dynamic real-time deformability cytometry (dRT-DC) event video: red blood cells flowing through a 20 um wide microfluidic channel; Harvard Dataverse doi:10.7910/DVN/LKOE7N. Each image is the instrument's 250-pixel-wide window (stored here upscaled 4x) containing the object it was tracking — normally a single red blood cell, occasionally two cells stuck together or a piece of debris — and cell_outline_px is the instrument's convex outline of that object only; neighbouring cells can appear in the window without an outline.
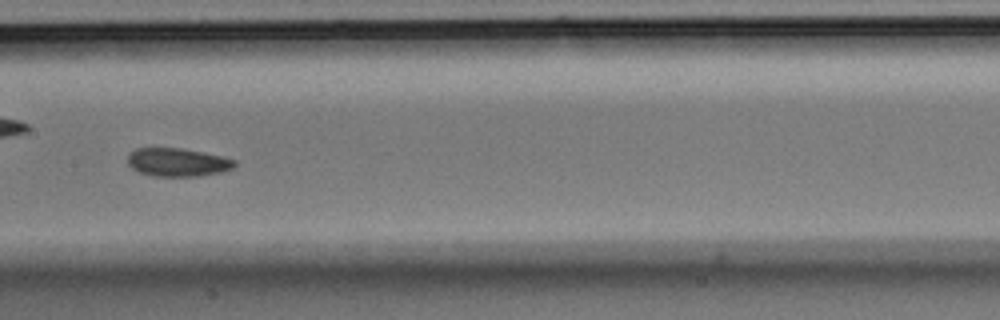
{"species": "Egyptian fruit bat (a non-hibernating species)", "species_latin": "Rousettus aegyptiacus", "temperature_condition": "room temperature", "stored_images_in_passage": 40, "camera_frame_rate_fps": 3000, "um_per_image_px": 0.085, "animal": {"sex": "male"}, "frame": {"image": 1, "passage_image": 12, "time_ms": 3.667, "image_size_px": [1000, 320], "cell_outline_px": [[236, 164], [232, 168], [224, 172], [200, 176], [152, 176], [140, 172], [132, 168], [128, 164], [128, 156], [136, 148], [180, 148], [204, 152], [236, 160]], "centroid_in_image_um": [15.12, 13.8], "position_along_channel_um": 192.3, "area_um2": 17.63}, "authors_computed_cell_mechanics": {"area_um2": 17.9469, "velocity_mm_per_s": 3.5984, "shape_relaxation_time_tau1_ms": 4.9956, "shape_relaxation_time_tau2_ms": 3.5387, "deformation_change_tau1": 0.0962, "deformation_change_tau2": 0.0667}}